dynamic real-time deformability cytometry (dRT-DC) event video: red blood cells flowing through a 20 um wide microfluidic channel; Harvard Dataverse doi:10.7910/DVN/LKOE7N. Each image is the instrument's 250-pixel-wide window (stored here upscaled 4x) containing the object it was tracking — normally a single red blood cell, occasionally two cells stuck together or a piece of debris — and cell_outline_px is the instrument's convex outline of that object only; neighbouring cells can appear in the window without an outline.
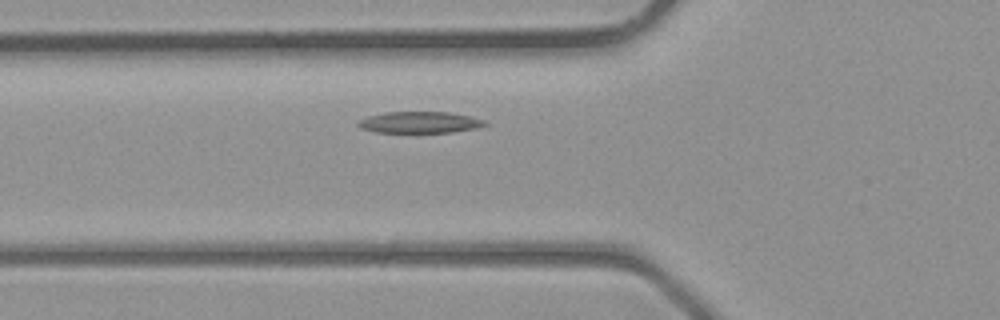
{"species": "common noctule bat (a hibernating species)", "species_latin": "Nyctalus noctula", "temperature_condition": "room temperature", "stored_images_in_passage": 28, "camera_frame_rate_fps": 3000, "um_per_image_px": 0.085, "animal": {"sex": "male", "body_mass_g": 23.1, "forearm_length_mm": 52.7}, "frame": {"image": 1, "passage_image": 2, "time_ms": 0.333, "image_size_px": [1000, 320], "cell_outline_px": [[488, 124], [476, 128], [452, 132], [376, 132], [360, 128], [356, 124], [360, 120], [368, 116], [384, 112], [448, 112], [472, 116], [484, 120]], "centroid_in_image_um": [35.68, 10.39], "position_along_channel_um": 90.1, "area_um2": 15.78}}
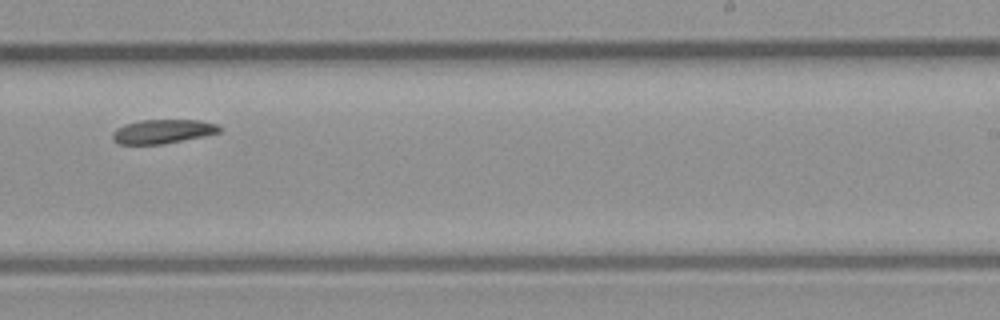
{"frame": {"image": 2, "passage_image": 13, "time_ms": 4.0, "image_size_px": [1000, 320], "cell_outline_px": [[220, 132], [204, 136], [164, 144], [116, 144], [112, 140], [112, 132], [116, 128], [124, 124], [140, 120], [200, 120], [216, 124], [220, 128]], "centroid_in_image_um": [13.78, 11.18], "position_along_channel_um": 275.2, "area_um2": 15.09}}
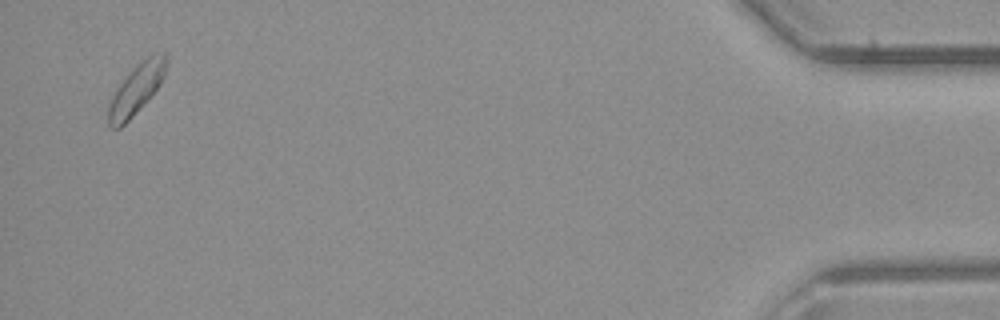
{"frame": {"image": 3, "passage_image": 27, "time_ms": 8.667, "image_size_px": [1000, 320], "cell_outline_px": [[168, 60], [164, 76], [160, 84], [132, 116], [120, 128], [112, 128], [108, 124], [108, 108], [112, 96], [120, 84], [132, 68], [140, 60], [148, 56], [164, 52]], "centroid_in_image_um": [11.59, 7.55], "position_along_channel_um": 423.6, "area_um2": 16.47}}